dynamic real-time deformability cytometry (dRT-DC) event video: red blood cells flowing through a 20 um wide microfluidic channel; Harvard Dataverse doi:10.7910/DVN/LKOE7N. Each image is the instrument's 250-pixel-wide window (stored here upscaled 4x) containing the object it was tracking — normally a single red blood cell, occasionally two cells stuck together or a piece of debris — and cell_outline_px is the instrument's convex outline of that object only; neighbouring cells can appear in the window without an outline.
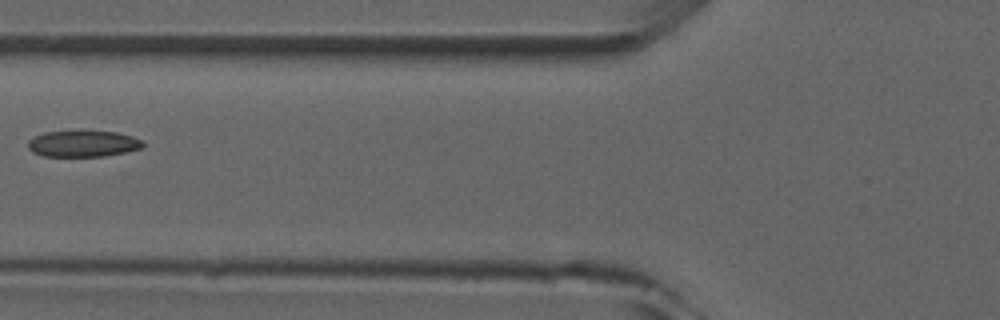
{"species": "common noctule bat (a hibernating species)", "species_latin": "Nyctalus noctula", "temperature_condition": "room temperature", "stored_images_in_passage": 4, "camera_frame_rate_fps": 3000, "um_per_image_px": 0.085, "animal": {"sex": "male", "forearm_length_mm": 52.5}, "frame": {"image": 1, "passage_image": 4, "time_ms": 4.333, "image_size_px": [1000, 320], "cell_outline_px": [[144, 148], [104, 156], [44, 156], [32, 152], [28, 148], [28, 140], [44, 132], [116, 132], [132, 136], [140, 140], [144, 144]], "centroid_in_image_um": [7.05, 12.23], "position_along_channel_um": 118.7, "area_um2": 17.28}}